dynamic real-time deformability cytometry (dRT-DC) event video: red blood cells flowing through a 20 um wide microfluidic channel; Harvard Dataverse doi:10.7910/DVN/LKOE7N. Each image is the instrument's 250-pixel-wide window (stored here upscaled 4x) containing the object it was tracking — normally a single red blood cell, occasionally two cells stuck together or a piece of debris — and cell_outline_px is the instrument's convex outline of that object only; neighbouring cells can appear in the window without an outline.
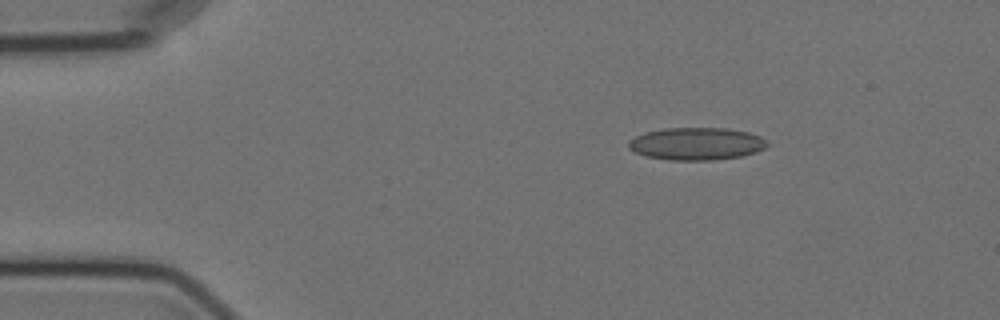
{"species": "Egyptian fruit bat (a non-hibernating species)", "species_latin": "Rousettus aegyptiacus", "temperature_condition": "cold", "stored_images_in_passage": 4, "camera_frame_rate_fps": 3000, "um_per_image_px": 0.085, "animal": {"sex": "female"}, "frame": {"image": 1, "passage_image": 2, "time_ms": 2.0, "image_size_px": [1000, 320], "cell_outline_px": [[768, 144], [764, 148], [756, 152], [740, 156], [712, 160], [668, 160], [644, 156], [628, 148], [628, 140], [644, 132], [664, 128], [728, 128], [748, 132], [760, 136]], "centroid_in_image_um": [59.16, 12.21], "position_along_channel_um": 25.8, "area_um2": 26.3}}